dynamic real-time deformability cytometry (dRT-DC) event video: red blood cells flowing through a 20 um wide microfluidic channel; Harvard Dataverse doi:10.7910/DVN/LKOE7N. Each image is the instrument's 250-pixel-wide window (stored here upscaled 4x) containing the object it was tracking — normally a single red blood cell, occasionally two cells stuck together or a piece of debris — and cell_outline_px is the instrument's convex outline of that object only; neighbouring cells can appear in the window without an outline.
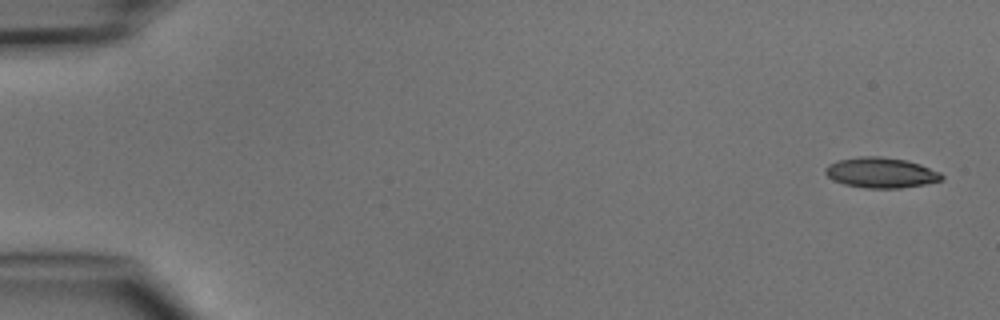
{"species": "common noctule bat (a hibernating species)", "species_latin": "Nyctalus noctula", "temperature_condition": "cold", "stored_images_in_passage": 5, "camera_frame_rate_fps": 3000, "um_per_image_px": 0.085, "animal": {"sex": "male", "body_mass_g": 15.6}, "frame": {"image": 1, "passage_image": 1, "time_ms": 0.0, "image_size_px": [1000, 320], "cell_outline_px": [[944, 180], [924, 184], [900, 188], [864, 188], [844, 184], [832, 180], [824, 172], [824, 168], [828, 164], [836, 160], [860, 156], [880, 156], [908, 160], [920, 164], [940, 172], [944, 176]], "centroid_in_image_um": [74.87, 14.67], "position_along_channel_um": 10.1, "area_um2": 20.87}}
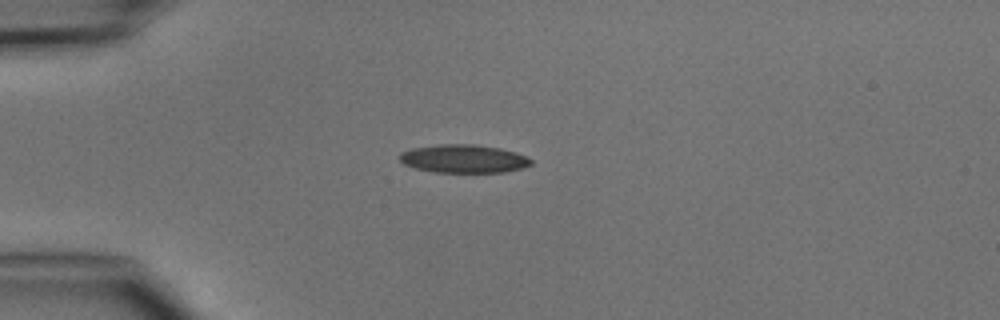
{"frame": {"image": 2, "passage_image": 4, "time_ms": 3.667, "image_size_px": [1000, 320], "cell_outline_px": [[532, 164], [524, 168], [504, 172], [432, 172], [412, 168], [404, 164], [400, 160], [400, 152], [412, 148], [440, 144], [472, 144], [500, 148], [516, 152], [532, 160]], "centroid_in_image_um": [39.39, 13.5], "position_along_channel_um": 45.6, "area_um2": 21.73}}